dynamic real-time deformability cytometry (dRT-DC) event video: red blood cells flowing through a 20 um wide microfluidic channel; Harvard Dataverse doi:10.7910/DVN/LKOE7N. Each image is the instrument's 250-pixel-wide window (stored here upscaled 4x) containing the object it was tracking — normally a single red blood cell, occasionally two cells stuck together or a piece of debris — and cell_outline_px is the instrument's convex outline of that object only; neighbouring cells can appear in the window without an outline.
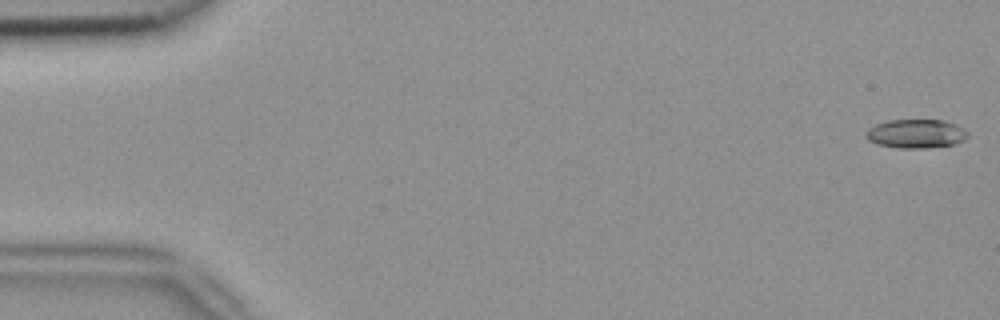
{"species": "common noctule bat (a hibernating species)", "species_latin": "Nyctalus noctula", "temperature_condition": "room temperature", "stored_images_in_passage": 5, "segment_of_instrument_passage": [1, 2], "camera_frame_rate_fps": 3000, "um_per_image_px": 0.085, "animal": {"sex": "female", "body_mass_g": 18.4}, "frame": {"image": 1, "passage_image": 1, "time_ms": 0.0, "image_size_px": [1000, 320], "cell_outline_px": [[968, 136], [964, 140], [952, 144], [924, 148], [896, 148], [876, 144], [868, 140], [864, 136], [868, 128], [876, 124], [888, 120], [944, 120], [956, 124], [964, 128], [968, 132]], "centroid_in_image_um": [77.84, 11.36], "position_along_channel_um": 7.2, "area_um2": 17.22}}